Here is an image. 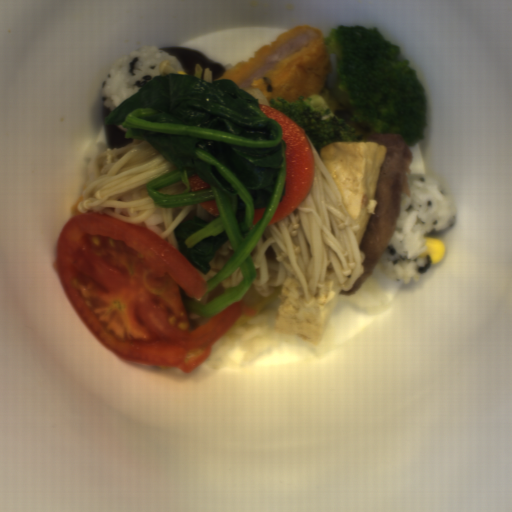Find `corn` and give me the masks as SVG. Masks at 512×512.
<instances>
[{
	"label": "corn",
	"mask_w": 512,
	"mask_h": 512,
	"mask_svg": "<svg viewBox=\"0 0 512 512\" xmlns=\"http://www.w3.org/2000/svg\"><path fill=\"white\" fill-rule=\"evenodd\" d=\"M445 254V244L436 237H424L423 257L430 258L429 264L442 260Z\"/></svg>",
	"instance_id": "obj_1"
}]
</instances>
